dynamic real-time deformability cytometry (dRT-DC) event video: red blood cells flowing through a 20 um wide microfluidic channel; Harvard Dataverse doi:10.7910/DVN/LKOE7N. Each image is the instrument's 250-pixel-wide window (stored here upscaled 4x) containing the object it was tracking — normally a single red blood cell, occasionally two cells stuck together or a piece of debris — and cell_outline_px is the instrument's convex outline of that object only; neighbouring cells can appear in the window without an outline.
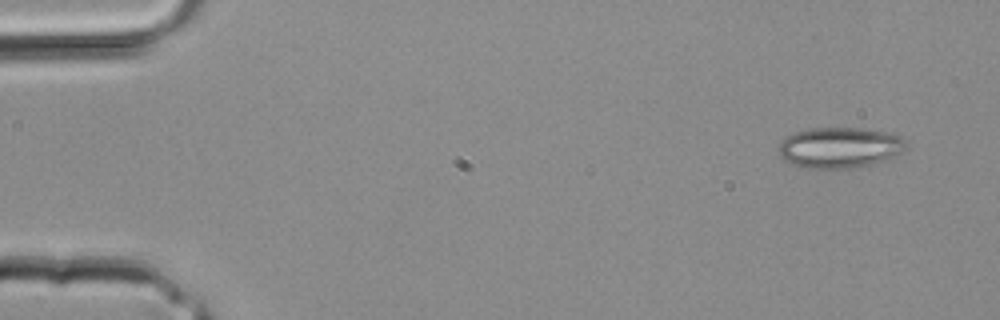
{"species": "common noctule bat (a hibernating species)", "species_latin": "Nyctalus noctula", "temperature_condition": "room temperature", "stored_images_in_passage": 2, "camera_frame_rate_fps": 3000, "um_per_image_px": 0.085, "animal": {"sex": "male", "body_mass_g": 20.4}, "frame": {"image": 1, "passage_image": 1, "time_ms": 0.0, "image_size_px": [1000, 320], "cell_outline_px": [[908, 148], [896, 156], [872, 164], [848, 168], [808, 168], [792, 164], [780, 156], [776, 148], [788, 136], [796, 132], [808, 128], [868, 128], [900, 136], [908, 144]], "centroid_in_image_um": [71.4, 12.54], "position_along_channel_um": 13.6, "area_um2": 30.29}}
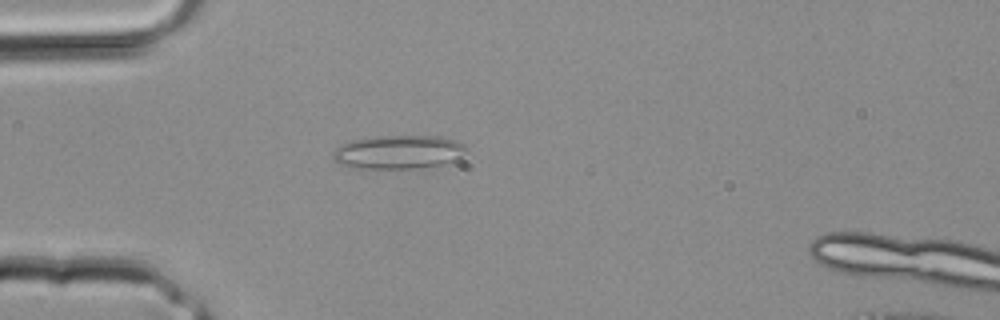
{"frame": {"image": 2, "passage_image": 2, "time_ms": 0.333, "image_size_px": [1000, 320], "cell_outline_px": [[468, 148], [464, 156], [456, 160], [440, 164], [416, 168], [352, 168], [340, 164], [332, 156], [332, 152], [336, 148], [352, 140], [376, 136], [440, 136], [464, 144]], "centroid_in_image_um": [33.89, 12.92], "position_along_channel_um": 51.1, "area_um2": 26.07}}